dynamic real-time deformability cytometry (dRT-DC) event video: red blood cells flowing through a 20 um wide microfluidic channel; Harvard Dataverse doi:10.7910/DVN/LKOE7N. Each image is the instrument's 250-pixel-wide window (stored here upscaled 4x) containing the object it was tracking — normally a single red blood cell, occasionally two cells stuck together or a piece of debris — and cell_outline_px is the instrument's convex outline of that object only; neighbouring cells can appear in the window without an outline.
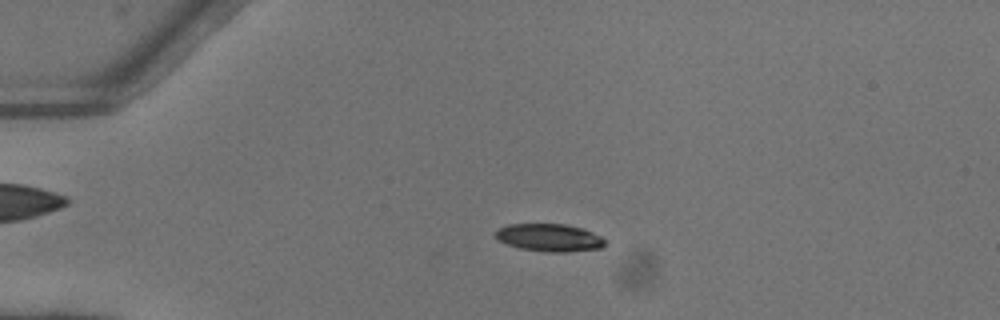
{"species": "common noctule bat (a hibernating species)", "species_latin": "Nyctalus noctula", "temperature_condition": "warm", "stored_images_in_passage": 44, "camera_frame_rate_fps": 3000, "um_per_image_px": 0.085, "animal": {"sex": "female"}, "frame": {"image": 1, "passage_image": 5, "time_ms": 1.333, "image_size_px": [1000, 320], "cell_outline_px": [[604, 244], [600, 248], [568, 252], [544, 252], [520, 248], [496, 240], [496, 228], [508, 224], [564, 224], [584, 228], [600, 236], [604, 240]], "centroid_in_image_um": [46.66, 20.19], "position_along_channel_um": 38.3, "area_um2": 17.69}}
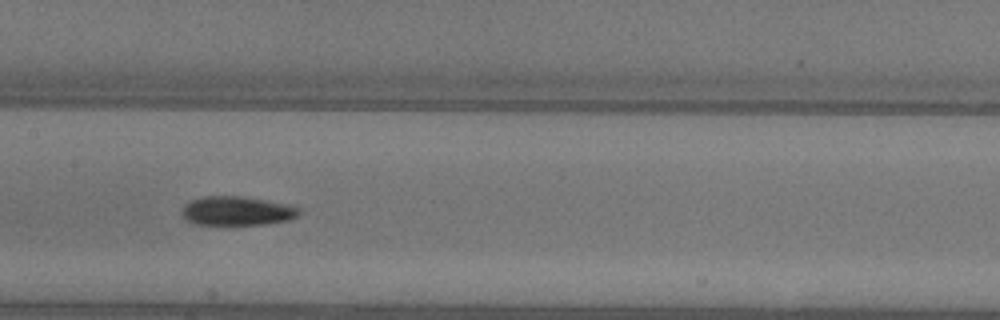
{"frame": {"image": 2, "passage_image": 19, "time_ms": 6.0, "image_size_px": [1000, 320], "cell_outline_px": [[300, 212], [296, 216], [288, 220], [268, 224], [196, 224], [180, 216], [180, 212], [184, 204], [200, 196], [240, 196], [264, 200], [284, 204], [296, 208]], "centroid_in_image_um": [20.05, 17.92], "position_along_channel_um": 187.4, "area_um2": 19.59}}
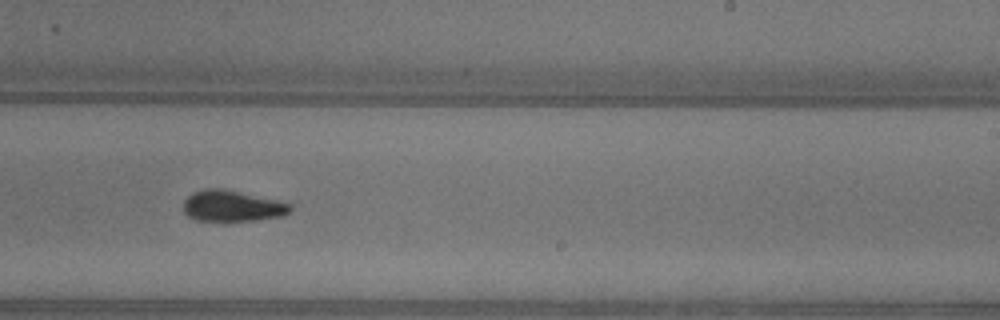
{"frame": {"image": 3, "passage_image": 25, "time_ms": 8.0, "image_size_px": [1000, 320], "cell_outline_px": [[292, 208], [288, 212], [280, 216], [256, 220], [196, 220], [188, 216], [184, 212], [184, 200], [192, 192], [208, 188], [224, 188], [284, 200], [292, 204]], "centroid_in_image_um": [19.78, 17.47], "position_along_channel_um": 269.2, "area_um2": 19.59}, "authors_computed_cell_mechanics": {"area_um2": 19.1029, "velocity_mm_per_s": 4.1293, "shape_relaxation_time_tau1_ms": 6.1519, "shape_relaxation_time_tau2_ms": 4.8217, "deformation_change_tau1": 0.2029, "deformation_change_tau2": 0.1124}}